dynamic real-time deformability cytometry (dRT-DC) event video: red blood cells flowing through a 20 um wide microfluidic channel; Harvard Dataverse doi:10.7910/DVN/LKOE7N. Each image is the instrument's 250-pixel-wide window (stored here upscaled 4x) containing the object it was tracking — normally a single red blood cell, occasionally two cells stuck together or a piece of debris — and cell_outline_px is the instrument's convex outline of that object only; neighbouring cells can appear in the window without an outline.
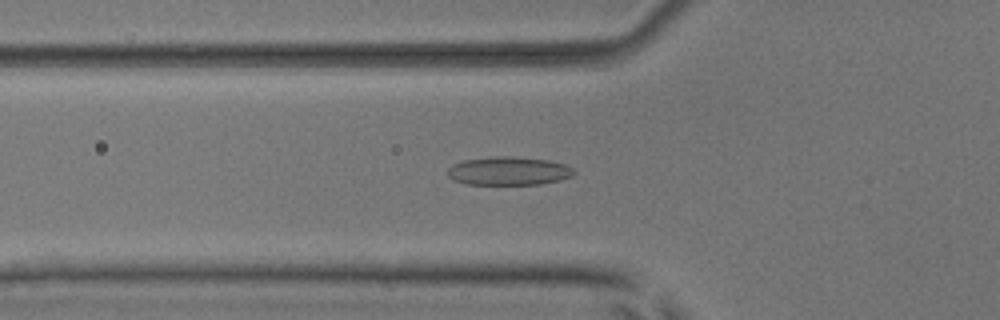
{"species": "common noctule bat (a hibernating species)", "species_latin": "Nyctalus noctula", "temperature_condition": "room temperature", "stored_images_in_passage": 54, "camera_frame_rate_fps": 3000, "um_per_image_px": 0.085, "animal": {"sex": "male", "body_mass_g": 17.9, "forearm_length_mm": 54.2}, "frame": {"image": 1, "passage_image": 19, "time_ms": 6.0, "image_size_px": [1000, 320], "cell_outline_px": [[576, 172], [572, 176], [560, 180], [540, 184], [468, 184], [456, 180], [448, 176], [448, 168], [452, 164], [464, 160], [492, 156], [512, 156], [548, 160], [564, 164], [572, 168]], "centroid_in_image_um": [43.24, 14.52], "position_along_channel_um": 82.6, "area_um2": 20.87}}
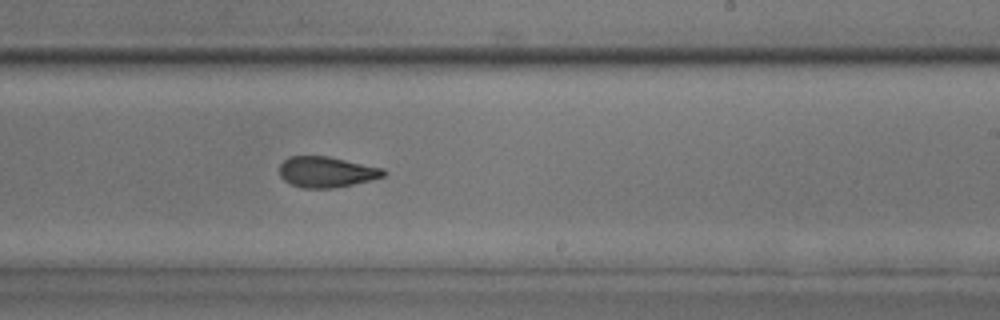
{"frame": {"image": 2, "passage_image": 33, "time_ms": 10.667, "image_size_px": [1000, 320], "cell_outline_px": [[388, 172], [384, 176], [372, 180], [332, 188], [304, 188], [292, 184], [284, 180], [280, 176], [280, 164], [288, 156], [328, 156], [384, 168]], "centroid_in_image_um": [27.77, 14.61], "position_along_channel_um": 261.2, "area_um2": 18.67}}
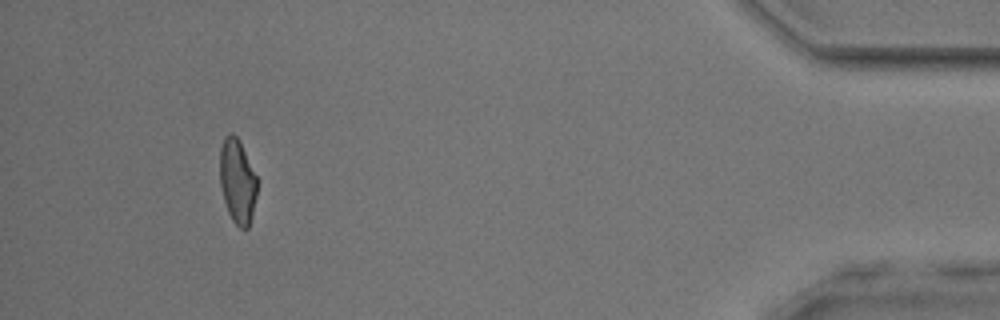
{"frame": {"image": 3, "passage_image": 50, "time_ms": 16.333, "image_size_px": [1000, 320], "cell_outline_px": [[256, 196], [252, 216], [248, 228], [240, 228], [232, 220], [228, 212], [224, 200], [220, 184], [220, 148], [224, 136], [232, 132], [240, 140], [256, 176]], "centroid_in_image_um": [20.17, 15.38], "position_along_channel_um": 415.0, "area_um2": 18.26}, "authors_computed_cell_mechanics": {"area_um2": 19.7098, "velocity_mm_per_s": 3.837, "shape_relaxation_time_tau1_ms": 3.5459, "shape_relaxation_time_tau2_ms": 2.1705, "deformation_change_tau1": 0.1205, "deformation_change_tau2": 0.0904}}